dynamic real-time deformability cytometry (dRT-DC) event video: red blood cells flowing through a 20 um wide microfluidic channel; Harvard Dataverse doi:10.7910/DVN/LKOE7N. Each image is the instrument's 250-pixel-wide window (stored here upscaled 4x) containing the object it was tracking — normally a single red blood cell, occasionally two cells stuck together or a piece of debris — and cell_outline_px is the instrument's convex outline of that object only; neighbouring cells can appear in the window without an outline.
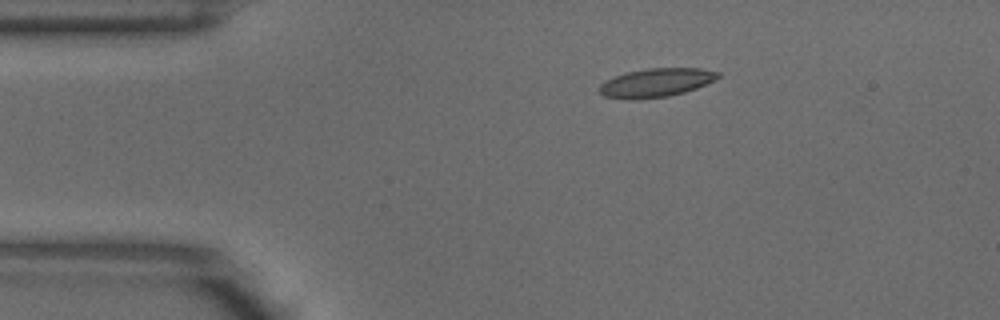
{"species": "common noctule bat (a hibernating species)", "species_latin": "Nyctalus noctula", "temperature_condition": "warm", "stored_images_in_passage": 3, "camera_frame_rate_fps": 3000, "um_per_image_px": 0.085, "animal": {"sex": "male", "body_mass_g": 18.8}, "frame": {"image": 1, "passage_image": 1, "time_ms": 0.0, "image_size_px": [1000, 320], "cell_outline_px": [[720, 76], [696, 88], [684, 92], [668, 96], [636, 100], [628, 100], [604, 96], [596, 88], [604, 80], [628, 72], [648, 68], [700, 68], [720, 72]], "centroid_in_image_um": [55.71, 7.03], "position_along_channel_um": 29.3, "area_um2": 19.83}}